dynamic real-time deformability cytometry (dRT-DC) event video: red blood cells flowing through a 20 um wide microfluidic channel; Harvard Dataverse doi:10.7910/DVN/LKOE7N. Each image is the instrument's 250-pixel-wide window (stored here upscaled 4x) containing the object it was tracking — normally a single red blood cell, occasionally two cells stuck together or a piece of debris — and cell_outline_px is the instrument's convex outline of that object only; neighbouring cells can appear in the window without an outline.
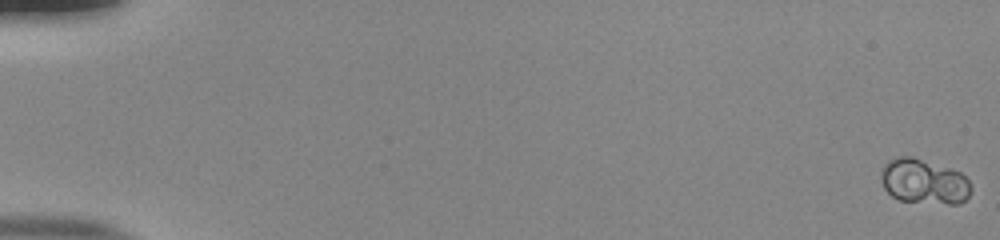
{"species": "human", "species_latin": "Homo sapiens", "temperature_condition": "room temperature", "stored_images_in_passage": 54, "camera_frame_rate_fps": 3000, "um_per_image_px": 0.085, "donor": {"sex": "male"}, "frame": {"image": 1, "passage_image": 1, "time_ms": 0.0, "image_size_px": [1000, 240], "cell_outline_px": [[972, 188], [968, 196], [964, 200], [956, 204], [948, 204], [900, 200], [892, 196], [884, 188], [880, 180], [880, 176], [884, 164], [888, 160], [900, 156], [912, 156], [960, 172], [968, 180]], "centroid_in_image_um": [78.51, 15.42], "position_along_channel_um": 6.5, "area_um2": 23.47}}
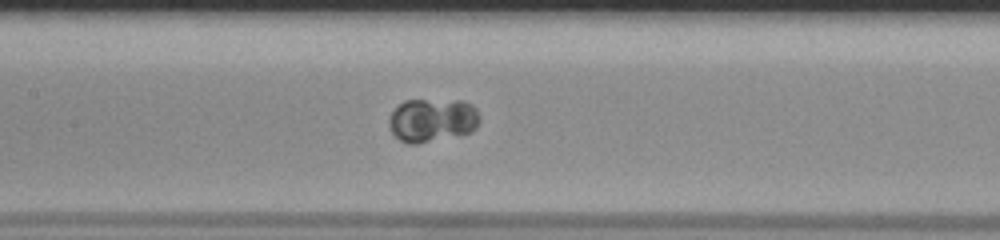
{"frame": {"image": 2, "passage_image": 28, "time_ms": 9.0, "image_size_px": [1000, 240], "cell_outline_px": [[480, 120], [476, 128], [472, 132], [416, 144], [408, 144], [400, 140], [392, 132], [388, 124], [388, 120], [392, 112], [404, 100], [464, 100], [472, 104], [476, 108], [480, 116]], "centroid_in_image_um": [36.77, 10.2], "position_along_channel_um": 170.6, "area_um2": 23.18}}
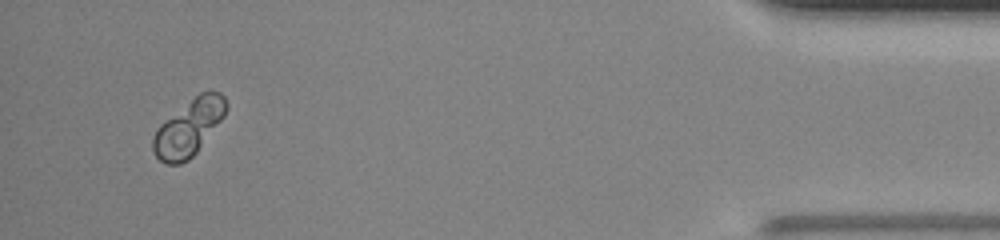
{"frame": {"image": 3, "passage_image": 52, "time_ms": 17.0, "image_size_px": [1000, 240], "cell_outline_px": [[228, 108], [224, 116], [196, 152], [188, 160], [180, 164], [168, 164], [160, 160], [156, 156], [152, 148], [152, 140], [160, 124], [200, 92], [220, 92], [224, 96], [228, 104]], "centroid_in_image_um": [16.06, 10.85], "position_along_channel_um": 419.1, "area_um2": 23.52}, "authors_computed_cell_mechanics": {"area_um2": 22.7443, "velocity_mm_per_s": 3.8881, "shape_relaxation_time_tau1_ms": 0.6508, "shape_relaxation_time_tau2_ms": null, "deformation_change_tau1": 0.0188, "deformation_change_tau2": null}}